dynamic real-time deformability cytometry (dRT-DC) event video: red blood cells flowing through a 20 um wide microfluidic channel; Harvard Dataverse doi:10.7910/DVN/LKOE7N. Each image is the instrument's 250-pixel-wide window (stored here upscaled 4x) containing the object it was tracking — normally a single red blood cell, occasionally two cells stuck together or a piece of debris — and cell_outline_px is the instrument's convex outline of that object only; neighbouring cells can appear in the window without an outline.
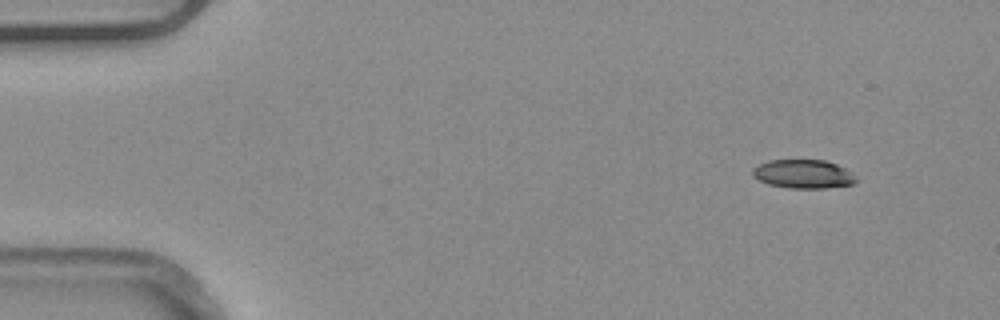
{"species": "common noctule bat (a hibernating species)", "species_latin": "Nyctalus noctula", "temperature_condition": "warm", "stored_images_in_passage": 4, "camera_frame_rate_fps": 3000, "um_per_image_px": 0.085, "animal": {"sex": "male", "body_mass_g": 20.4}, "frame": {"image": 1, "passage_image": 1, "time_ms": 0.0, "image_size_px": [1000, 320], "cell_outline_px": [[860, 180], [856, 184], [828, 188], [788, 188], [768, 184], [752, 176], [752, 168], [768, 160], [824, 160], [836, 164], [852, 172]], "centroid_in_image_um": [68.33, 14.8], "position_along_channel_um": 16.7, "area_um2": 17.57}}
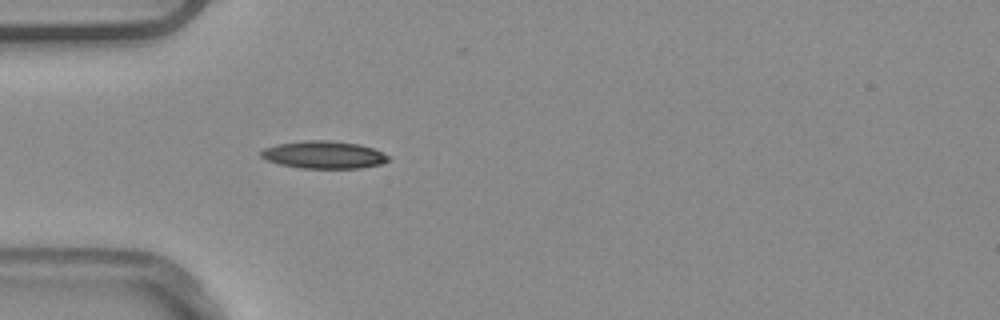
{"frame": {"image": 2, "passage_image": 4, "time_ms": 1.0, "image_size_px": [1000, 320], "cell_outline_px": [[392, 160], [384, 164], [360, 168], [300, 168], [280, 164], [268, 160], [260, 156], [260, 152], [264, 148], [276, 144], [304, 140], [328, 140], [360, 144], [372, 148], [388, 156]], "centroid_in_image_um": [27.54, 13.15], "position_along_channel_um": 57.5, "area_um2": 20.52}}